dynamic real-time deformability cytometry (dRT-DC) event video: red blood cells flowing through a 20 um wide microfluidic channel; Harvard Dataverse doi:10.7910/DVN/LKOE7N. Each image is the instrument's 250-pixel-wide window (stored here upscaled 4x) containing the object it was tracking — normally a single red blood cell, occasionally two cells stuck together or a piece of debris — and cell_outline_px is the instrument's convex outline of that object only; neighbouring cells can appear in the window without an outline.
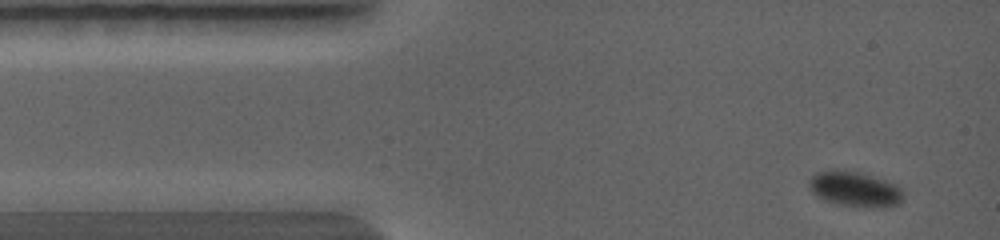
{"species": "common noctule bat (a hibernating species)", "species_latin": "Nyctalus noctula", "temperature_condition": "warm", "stored_images_in_passage": 26, "camera_frame_rate_fps": 5000, "um_per_image_px": 0.085, "animal": {"sex": "female", "body_mass_g": 19.0, "forearm_length_mm": 56.7}, "frame": {"image": 1, "passage_image": 1, "time_ms": 0.0, "image_size_px": [1000, 240], "cell_outline_px": [[900, 196], [896, 204], [844, 204], [824, 200], [812, 188], [812, 180], [820, 176], [848, 176], [880, 184], [892, 188]], "centroid_in_image_um": [72.54, 16.23], "position_along_channel_um": 12.5, "area_um2": 13.7}}
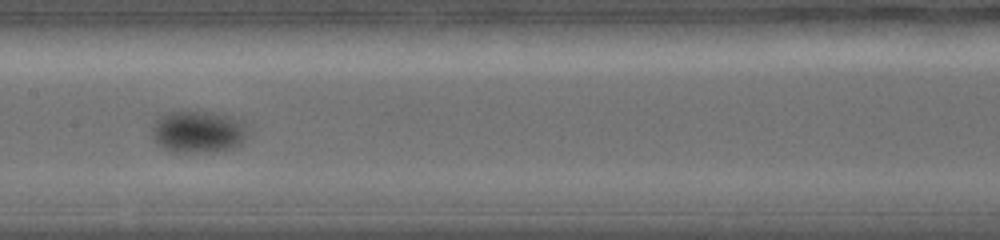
{"frame": {"image": 2, "passage_image": 12, "time_ms": 4.8, "image_size_px": [1000, 240], "cell_outline_px": [[240, 140], [236, 144], [228, 148], [208, 152], [176, 152], [164, 148], [156, 140], [156, 128], [160, 120], [164, 116], [172, 112], [196, 108], [224, 116], [236, 128], [240, 136]], "centroid_in_image_um": [16.66, 11.2], "position_along_channel_um": 190.7, "area_um2": 20.98}}
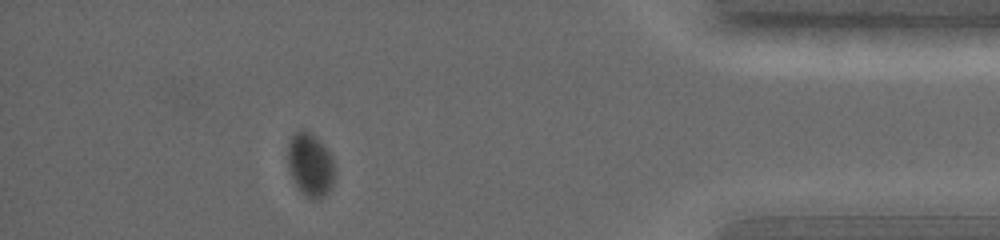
{"frame": {"image": 3, "passage_image": 22, "time_ms": 9.8, "image_size_px": [1000, 240], "cell_outline_px": [[328, 188], [324, 192], [308, 192], [300, 184], [296, 176], [292, 164], [292, 140], [300, 132], [308, 136], [320, 148], [328, 160]], "centroid_in_image_um": [26.33, 13.96], "position_along_channel_um": 408.9, "area_um2": 11.85}}